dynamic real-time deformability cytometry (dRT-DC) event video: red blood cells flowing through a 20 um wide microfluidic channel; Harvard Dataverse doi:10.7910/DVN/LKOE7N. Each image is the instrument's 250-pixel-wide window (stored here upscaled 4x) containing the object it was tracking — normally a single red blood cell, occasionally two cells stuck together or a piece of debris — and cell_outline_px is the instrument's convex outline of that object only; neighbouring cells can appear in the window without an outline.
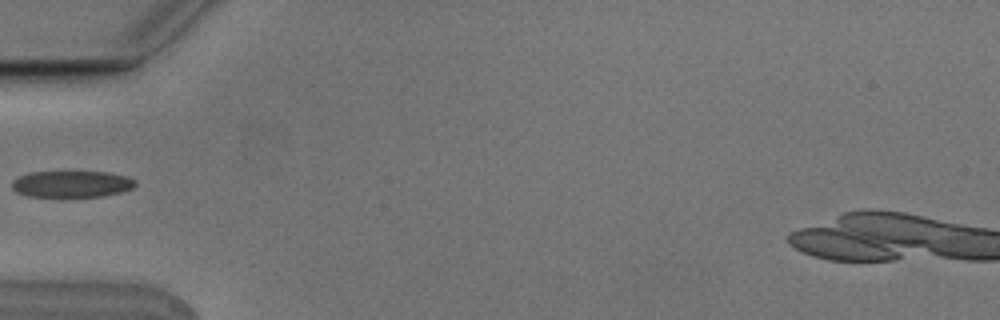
{"species": "Egyptian fruit bat (a non-hibernating species)", "species_latin": "Rousettus aegyptiacus", "temperature_condition": "cold", "stored_images_in_passage": 2, "camera_frame_rate_fps": 3000, "um_per_image_px": 0.085, "animal": {"sex": "male"}, "frame": {"image": 1, "passage_image": 2, "time_ms": 0.333, "image_size_px": [1000, 320], "cell_outline_px": [[136, 184], [132, 188], [120, 192], [104, 196], [68, 200], [64, 200], [28, 196], [16, 192], [12, 188], [12, 180], [20, 176], [32, 172], [108, 172], [128, 176], [136, 180]], "centroid_in_image_um": [6.08, 15.7], "position_along_channel_um": 78.9, "area_um2": 20.11}}